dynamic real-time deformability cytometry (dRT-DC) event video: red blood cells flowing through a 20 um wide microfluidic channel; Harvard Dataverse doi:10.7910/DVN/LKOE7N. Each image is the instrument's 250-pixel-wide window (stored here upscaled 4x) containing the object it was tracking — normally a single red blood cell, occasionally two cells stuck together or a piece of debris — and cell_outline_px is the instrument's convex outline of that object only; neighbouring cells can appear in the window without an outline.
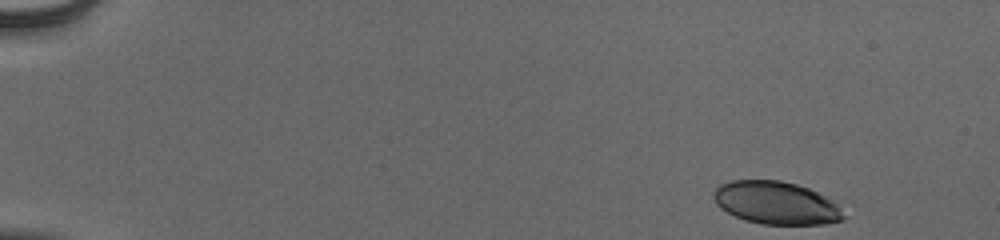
{"species": "human", "species_latin": "Homo sapiens", "temperature_condition": "cold", "stored_images_in_passage": 50, "camera_frame_rate_fps": 3000, "um_per_image_px": 0.085, "donor": {"sex": "male"}, "frame": {"image": 1, "passage_image": 1, "time_ms": 0.0, "image_size_px": [1000, 240], "cell_outline_px": [[844, 220], [824, 224], [760, 224], [744, 220], [720, 208], [716, 204], [712, 196], [712, 192], [720, 184], [732, 180], [780, 180], [796, 184], [808, 188], [832, 200], [840, 208], [844, 216]], "centroid_in_image_um": [65.93, 17.24], "position_along_channel_um": 19.1, "area_um2": 32.37}}
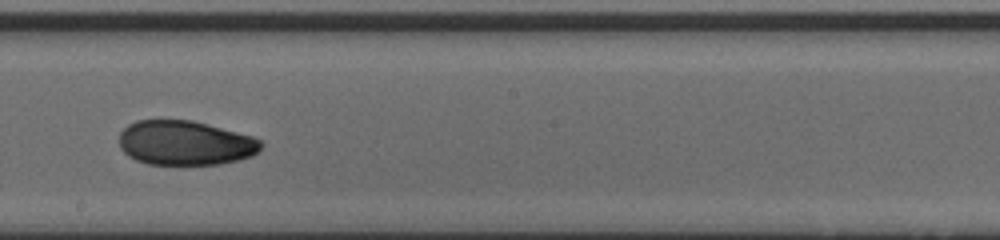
{"frame": {"image": 2, "passage_image": 29, "time_ms": 9.333, "image_size_px": [1000, 240], "cell_outline_px": [[264, 144], [252, 156], [240, 160], [220, 164], [148, 164], [136, 160], [128, 156], [120, 148], [120, 132], [128, 124], [136, 120], [192, 120], [252, 136], [260, 140]], "centroid_in_image_um": [15.73, 12.15], "position_along_channel_um": 232.5, "area_um2": 36.82}}
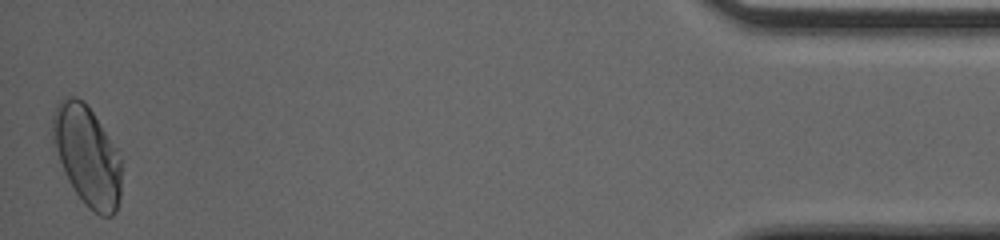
{"frame": {"image": 3, "passage_image": 50, "time_ms": 16.333, "image_size_px": [1000, 240], "cell_outline_px": [[120, 200], [116, 212], [112, 216], [100, 216], [88, 208], [76, 192], [68, 180], [52, 140], [52, 116], [60, 100], [64, 96], [76, 96], [84, 100], [116, 148], [120, 156]], "centroid_in_image_um": [7.4, 13.23], "position_along_channel_um": 427.8, "area_um2": 39.71}, "authors_computed_cell_mechanics": {"area_um2": 36.9631, "velocity_mm_per_s": 3.8766, "shape_relaxation_time_tau1_ms": 7.4386, "shape_relaxation_time_tau2_ms": 1.964, "deformation_change_tau1": 0.1718, "deformation_change_tau2": 0.0524}}